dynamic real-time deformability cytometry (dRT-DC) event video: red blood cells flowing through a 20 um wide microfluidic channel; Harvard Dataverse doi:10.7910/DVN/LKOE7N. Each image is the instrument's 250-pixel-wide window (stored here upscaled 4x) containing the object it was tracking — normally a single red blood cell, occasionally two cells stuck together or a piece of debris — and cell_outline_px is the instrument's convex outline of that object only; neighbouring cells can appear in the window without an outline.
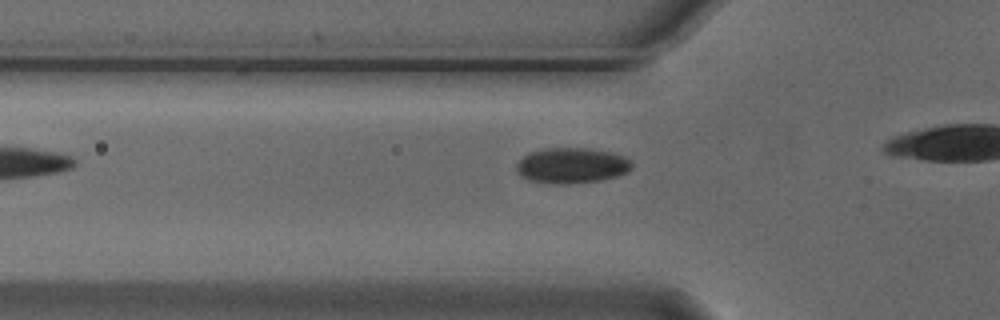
{"species": "Egyptian fruit bat (a non-hibernating species)", "species_latin": "Rousettus aegyptiacus", "temperature_condition": "cold", "stored_images_in_passage": 8, "camera_frame_rate_fps": 3000, "um_per_image_px": 0.085, "animal": {"sex": "male"}, "frame": {"image": 1, "passage_image": 2, "time_ms": 0.333, "image_size_px": [1000, 320], "cell_outline_px": [[632, 168], [628, 172], [616, 176], [600, 180], [568, 184], [556, 184], [528, 180], [520, 176], [516, 172], [516, 164], [528, 152], [544, 148], [588, 148], [612, 152], [624, 156], [632, 164]], "centroid_in_image_um": [48.57, 14.06], "position_along_channel_um": 77.2, "area_um2": 24.04}}
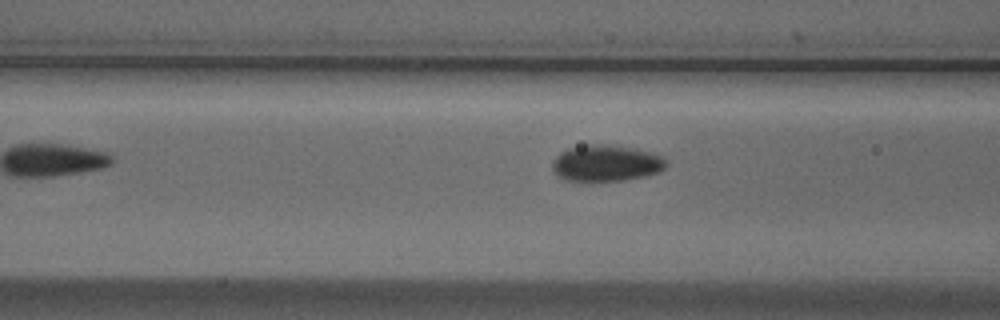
{"frame": {"image": 2, "passage_image": 5, "time_ms": 1.333, "image_size_px": [1000, 320], "cell_outline_px": [[668, 164], [660, 172], [644, 176], [624, 180], [564, 180], [552, 168], [552, 164], [556, 156], [560, 152], [568, 148], [588, 144], [616, 144], [664, 156]], "centroid_in_image_um": [51.55, 13.85], "position_along_channel_um": 115.1, "area_um2": 24.04}}